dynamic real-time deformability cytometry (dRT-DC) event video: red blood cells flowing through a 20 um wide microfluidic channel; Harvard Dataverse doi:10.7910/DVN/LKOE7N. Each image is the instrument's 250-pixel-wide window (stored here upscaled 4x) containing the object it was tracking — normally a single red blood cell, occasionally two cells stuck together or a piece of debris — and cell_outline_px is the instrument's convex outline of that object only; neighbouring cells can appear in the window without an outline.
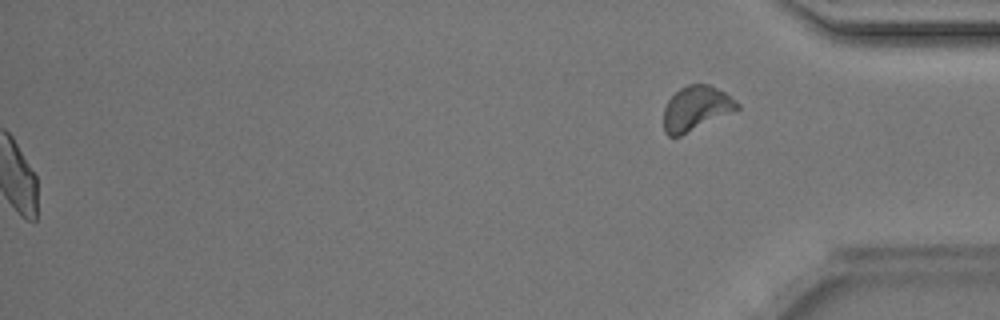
{"species": "Egyptian fruit bat (a non-hibernating species)", "species_latin": "Rousettus aegyptiacus", "temperature_condition": "room temperature", "stored_images_in_passage": 45, "segment_of_instrument_passage": [2, 2], "camera_frame_rate_fps": 3000, "um_per_image_px": 0.085, "animal": {"sex": "male"}, "frame": {"image": 1, "passage_image": 45, "time_ms": 14.667, "image_size_px": [1000, 320], "cell_outline_px": [[740, 108], [680, 136], [668, 136], [664, 132], [664, 108], [668, 100], [680, 88], [688, 84], [708, 84], [724, 92], [736, 100], [740, 104]], "centroid_in_image_um": [59.15, 9.2], "position_along_channel_um": 376.0, "area_um2": 18.84}}